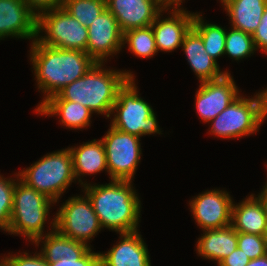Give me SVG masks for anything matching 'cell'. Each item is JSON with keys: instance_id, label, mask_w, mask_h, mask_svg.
<instances>
[{"instance_id": "d6986e66", "label": "cell", "mask_w": 267, "mask_h": 266, "mask_svg": "<svg viewBox=\"0 0 267 266\" xmlns=\"http://www.w3.org/2000/svg\"><path fill=\"white\" fill-rule=\"evenodd\" d=\"M181 47L199 83L217 80L230 73L227 69L221 71L218 62L206 53L202 38L193 27L184 36Z\"/></svg>"}, {"instance_id": "603a6c76", "label": "cell", "mask_w": 267, "mask_h": 266, "mask_svg": "<svg viewBox=\"0 0 267 266\" xmlns=\"http://www.w3.org/2000/svg\"><path fill=\"white\" fill-rule=\"evenodd\" d=\"M41 116L59 117L61 126L71 130L87 129L91 125L90 109L78 102L64 99H48L36 111Z\"/></svg>"}, {"instance_id": "277c9868", "label": "cell", "mask_w": 267, "mask_h": 266, "mask_svg": "<svg viewBox=\"0 0 267 266\" xmlns=\"http://www.w3.org/2000/svg\"><path fill=\"white\" fill-rule=\"evenodd\" d=\"M267 119L266 88L253 97L240 94L217 117L211 120L210 135L221 139H240L255 135Z\"/></svg>"}, {"instance_id": "9a60e30c", "label": "cell", "mask_w": 267, "mask_h": 266, "mask_svg": "<svg viewBox=\"0 0 267 266\" xmlns=\"http://www.w3.org/2000/svg\"><path fill=\"white\" fill-rule=\"evenodd\" d=\"M167 17L163 18V14ZM163 13V14H162ZM195 13L183 8H164L152 23L156 47L161 52H172L181 47L184 36L191 29Z\"/></svg>"}, {"instance_id": "e575fe53", "label": "cell", "mask_w": 267, "mask_h": 266, "mask_svg": "<svg viewBox=\"0 0 267 266\" xmlns=\"http://www.w3.org/2000/svg\"><path fill=\"white\" fill-rule=\"evenodd\" d=\"M165 8H181L185 0H158ZM183 1V2H182Z\"/></svg>"}, {"instance_id": "7c38bea8", "label": "cell", "mask_w": 267, "mask_h": 266, "mask_svg": "<svg viewBox=\"0 0 267 266\" xmlns=\"http://www.w3.org/2000/svg\"><path fill=\"white\" fill-rule=\"evenodd\" d=\"M233 198L220 189L204 191L189 201L195 224L202 229H222L231 225Z\"/></svg>"}, {"instance_id": "5b68a950", "label": "cell", "mask_w": 267, "mask_h": 266, "mask_svg": "<svg viewBox=\"0 0 267 266\" xmlns=\"http://www.w3.org/2000/svg\"><path fill=\"white\" fill-rule=\"evenodd\" d=\"M56 204L45 194L17 179L8 234L19 235L34 243L45 234V224L52 205Z\"/></svg>"}, {"instance_id": "8992f818", "label": "cell", "mask_w": 267, "mask_h": 266, "mask_svg": "<svg viewBox=\"0 0 267 266\" xmlns=\"http://www.w3.org/2000/svg\"><path fill=\"white\" fill-rule=\"evenodd\" d=\"M19 178L55 203L76 182L69 148L47 153L30 167L18 171Z\"/></svg>"}, {"instance_id": "83f0119b", "label": "cell", "mask_w": 267, "mask_h": 266, "mask_svg": "<svg viewBox=\"0 0 267 266\" xmlns=\"http://www.w3.org/2000/svg\"><path fill=\"white\" fill-rule=\"evenodd\" d=\"M225 39L224 55L235 61L251 57L255 51L254 40L251 34L231 27L228 29Z\"/></svg>"}, {"instance_id": "8d00e7d4", "label": "cell", "mask_w": 267, "mask_h": 266, "mask_svg": "<svg viewBox=\"0 0 267 266\" xmlns=\"http://www.w3.org/2000/svg\"><path fill=\"white\" fill-rule=\"evenodd\" d=\"M257 197L262 201L265 210L267 212V181L263 188L261 189V192L257 194Z\"/></svg>"}, {"instance_id": "4dcf8cb0", "label": "cell", "mask_w": 267, "mask_h": 266, "mask_svg": "<svg viewBox=\"0 0 267 266\" xmlns=\"http://www.w3.org/2000/svg\"><path fill=\"white\" fill-rule=\"evenodd\" d=\"M32 253L27 252H18V254L6 255V259L9 263V266H49V263L44 259L41 253L34 252Z\"/></svg>"}, {"instance_id": "ba28073f", "label": "cell", "mask_w": 267, "mask_h": 266, "mask_svg": "<svg viewBox=\"0 0 267 266\" xmlns=\"http://www.w3.org/2000/svg\"><path fill=\"white\" fill-rule=\"evenodd\" d=\"M36 39L50 47L86 52L88 28L63 7H58L44 11L37 16Z\"/></svg>"}, {"instance_id": "6da1fadb", "label": "cell", "mask_w": 267, "mask_h": 266, "mask_svg": "<svg viewBox=\"0 0 267 266\" xmlns=\"http://www.w3.org/2000/svg\"><path fill=\"white\" fill-rule=\"evenodd\" d=\"M30 46L32 73L34 72L38 92L41 91L45 96L34 111L65 86L83 77L96 63L87 52L81 50L50 47L37 39Z\"/></svg>"}, {"instance_id": "8fae6325", "label": "cell", "mask_w": 267, "mask_h": 266, "mask_svg": "<svg viewBox=\"0 0 267 266\" xmlns=\"http://www.w3.org/2000/svg\"><path fill=\"white\" fill-rule=\"evenodd\" d=\"M83 195L71 196L59 206L55 228L62 235L91 247L89 241L101 232L102 227L90 200L85 193Z\"/></svg>"}, {"instance_id": "d4e9b609", "label": "cell", "mask_w": 267, "mask_h": 266, "mask_svg": "<svg viewBox=\"0 0 267 266\" xmlns=\"http://www.w3.org/2000/svg\"><path fill=\"white\" fill-rule=\"evenodd\" d=\"M192 27L200 34L206 53L216 62L224 56L227 29L217 24L205 22L202 13L195 12Z\"/></svg>"}, {"instance_id": "1f68e13d", "label": "cell", "mask_w": 267, "mask_h": 266, "mask_svg": "<svg viewBox=\"0 0 267 266\" xmlns=\"http://www.w3.org/2000/svg\"><path fill=\"white\" fill-rule=\"evenodd\" d=\"M252 38L256 50H262V53L267 54V7L264 10L260 24L253 33Z\"/></svg>"}, {"instance_id": "7a4b0ae2", "label": "cell", "mask_w": 267, "mask_h": 266, "mask_svg": "<svg viewBox=\"0 0 267 266\" xmlns=\"http://www.w3.org/2000/svg\"><path fill=\"white\" fill-rule=\"evenodd\" d=\"M81 190L90 200L102 229L117 234L139 230L142 207L132 181L110 180L108 184L89 182Z\"/></svg>"}, {"instance_id": "4fadbf2b", "label": "cell", "mask_w": 267, "mask_h": 266, "mask_svg": "<svg viewBox=\"0 0 267 266\" xmlns=\"http://www.w3.org/2000/svg\"><path fill=\"white\" fill-rule=\"evenodd\" d=\"M240 95L231 73L222 78L199 83L195 94V109L199 118L208 123L217 117Z\"/></svg>"}, {"instance_id": "30bf717a", "label": "cell", "mask_w": 267, "mask_h": 266, "mask_svg": "<svg viewBox=\"0 0 267 266\" xmlns=\"http://www.w3.org/2000/svg\"><path fill=\"white\" fill-rule=\"evenodd\" d=\"M51 219V229L33 243L38 248L42 243L38 252L49 266H100V252H94L90 246L62 235L55 228V216Z\"/></svg>"}, {"instance_id": "f1b7e54d", "label": "cell", "mask_w": 267, "mask_h": 266, "mask_svg": "<svg viewBox=\"0 0 267 266\" xmlns=\"http://www.w3.org/2000/svg\"><path fill=\"white\" fill-rule=\"evenodd\" d=\"M13 178H4L0 174V229L8 233L13 207V195L19 174L14 173ZM15 178V179H14Z\"/></svg>"}, {"instance_id": "3957f363", "label": "cell", "mask_w": 267, "mask_h": 266, "mask_svg": "<svg viewBox=\"0 0 267 266\" xmlns=\"http://www.w3.org/2000/svg\"><path fill=\"white\" fill-rule=\"evenodd\" d=\"M105 63H95L86 74L65 86L49 99L78 102L97 115L110 118L118 90L129 78H135L130 70L104 68Z\"/></svg>"}, {"instance_id": "d6a6232c", "label": "cell", "mask_w": 267, "mask_h": 266, "mask_svg": "<svg viewBox=\"0 0 267 266\" xmlns=\"http://www.w3.org/2000/svg\"><path fill=\"white\" fill-rule=\"evenodd\" d=\"M28 7L38 16L40 13L62 7L64 0H24Z\"/></svg>"}, {"instance_id": "74e56055", "label": "cell", "mask_w": 267, "mask_h": 266, "mask_svg": "<svg viewBox=\"0 0 267 266\" xmlns=\"http://www.w3.org/2000/svg\"><path fill=\"white\" fill-rule=\"evenodd\" d=\"M0 266H9V263H8L5 255L3 257L1 256V258H0Z\"/></svg>"}, {"instance_id": "ffe728a7", "label": "cell", "mask_w": 267, "mask_h": 266, "mask_svg": "<svg viewBox=\"0 0 267 266\" xmlns=\"http://www.w3.org/2000/svg\"><path fill=\"white\" fill-rule=\"evenodd\" d=\"M231 226L237 232L267 236V212L257 195L251 193L238 204L233 201Z\"/></svg>"}, {"instance_id": "d590c367", "label": "cell", "mask_w": 267, "mask_h": 266, "mask_svg": "<svg viewBox=\"0 0 267 266\" xmlns=\"http://www.w3.org/2000/svg\"><path fill=\"white\" fill-rule=\"evenodd\" d=\"M246 266H267V254L263 257L250 260Z\"/></svg>"}, {"instance_id": "e0dca14e", "label": "cell", "mask_w": 267, "mask_h": 266, "mask_svg": "<svg viewBox=\"0 0 267 266\" xmlns=\"http://www.w3.org/2000/svg\"><path fill=\"white\" fill-rule=\"evenodd\" d=\"M106 5L123 33L151 26L165 8L158 0H106Z\"/></svg>"}, {"instance_id": "cb8c5ba5", "label": "cell", "mask_w": 267, "mask_h": 266, "mask_svg": "<svg viewBox=\"0 0 267 266\" xmlns=\"http://www.w3.org/2000/svg\"><path fill=\"white\" fill-rule=\"evenodd\" d=\"M230 17V27L253 35L267 7V0H220Z\"/></svg>"}, {"instance_id": "9c48e42d", "label": "cell", "mask_w": 267, "mask_h": 266, "mask_svg": "<svg viewBox=\"0 0 267 266\" xmlns=\"http://www.w3.org/2000/svg\"><path fill=\"white\" fill-rule=\"evenodd\" d=\"M109 126L108 131L101 138L109 179L133 182L141 160V138Z\"/></svg>"}, {"instance_id": "f546056e", "label": "cell", "mask_w": 267, "mask_h": 266, "mask_svg": "<svg viewBox=\"0 0 267 266\" xmlns=\"http://www.w3.org/2000/svg\"><path fill=\"white\" fill-rule=\"evenodd\" d=\"M237 247L250 260L263 257L267 254V236L238 232Z\"/></svg>"}, {"instance_id": "484cf974", "label": "cell", "mask_w": 267, "mask_h": 266, "mask_svg": "<svg viewBox=\"0 0 267 266\" xmlns=\"http://www.w3.org/2000/svg\"><path fill=\"white\" fill-rule=\"evenodd\" d=\"M139 58H152L158 53L152 26L134 28L123 33V47Z\"/></svg>"}, {"instance_id": "52a82bcc", "label": "cell", "mask_w": 267, "mask_h": 266, "mask_svg": "<svg viewBox=\"0 0 267 266\" xmlns=\"http://www.w3.org/2000/svg\"><path fill=\"white\" fill-rule=\"evenodd\" d=\"M135 78H129L118 90L110 115V125L122 132L141 138L162 134L152 106L140 97Z\"/></svg>"}, {"instance_id": "836d02e7", "label": "cell", "mask_w": 267, "mask_h": 266, "mask_svg": "<svg viewBox=\"0 0 267 266\" xmlns=\"http://www.w3.org/2000/svg\"><path fill=\"white\" fill-rule=\"evenodd\" d=\"M250 262L249 257L238 247L217 266H246Z\"/></svg>"}, {"instance_id": "ac0fdd59", "label": "cell", "mask_w": 267, "mask_h": 266, "mask_svg": "<svg viewBox=\"0 0 267 266\" xmlns=\"http://www.w3.org/2000/svg\"><path fill=\"white\" fill-rule=\"evenodd\" d=\"M119 241L100 252V266H151L150 254L139 230L120 233Z\"/></svg>"}, {"instance_id": "4316f807", "label": "cell", "mask_w": 267, "mask_h": 266, "mask_svg": "<svg viewBox=\"0 0 267 266\" xmlns=\"http://www.w3.org/2000/svg\"><path fill=\"white\" fill-rule=\"evenodd\" d=\"M62 7L85 27L107 9L106 0H64Z\"/></svg>"}, {"instance_id": "5bb4252c", "label": "cell", "mask_w": 267, "mask_h": 266, "mask_svg": "<svg viewBox=\"0 0 267 266\" xmlns=\"http://www.w3.org/2000/svg\"><path fill=\"white\" fill-rule=\"evenodd\" d=\"M88 28L86 52L96 63H107L123 48V32L116 18L106 9ZM109 57V59H108Z\"/></svg>"}, {"instance_id": "44dd1931", "label": "cell", "mask_w": 267, "mask_h": 266, "mask_svg": "<svg viewBox=\"0 0 267 266\" xmlns=\"http://www.w3.org/2000/svg\"><path fill=\"white\" fill-rule=\"evenodd\" d=\"M68 148L72 156L74 175L81 188L89 184L85 180L82 181L85 175H95L104 170L108 174L106 154L101 139L88 140L81 145Z\"/></svg>"}, {"instance_id": "2e32d148", "label": "cell", "mask_w": 267, "mask_h": 266, "mask_svg": "<svg viewBox=\"0 0 267 266\" xmlns=\"http://www.w3.org/2000/svg\"><path fill=\"white\" fill-rule=\"evenodd\" d=\"M37 37V15L24 0H0V40Z\"/></svg>"}, {"instance_id": "7402d4cb", "label": "cell", "mask_w": 267, "mask_h": 266, "mask_svg": "<svg viewBox=\"0 0 267 266\" xmlns=\"http://www.w3.org/2000/svg\"><path fill=\"white\" fill-rule=\"evenodd\" d=\"M202 232L195 248L201 258L215 261L218 265L237 248L238 232L231 225Z\"/></svg>"}]
</instances>
